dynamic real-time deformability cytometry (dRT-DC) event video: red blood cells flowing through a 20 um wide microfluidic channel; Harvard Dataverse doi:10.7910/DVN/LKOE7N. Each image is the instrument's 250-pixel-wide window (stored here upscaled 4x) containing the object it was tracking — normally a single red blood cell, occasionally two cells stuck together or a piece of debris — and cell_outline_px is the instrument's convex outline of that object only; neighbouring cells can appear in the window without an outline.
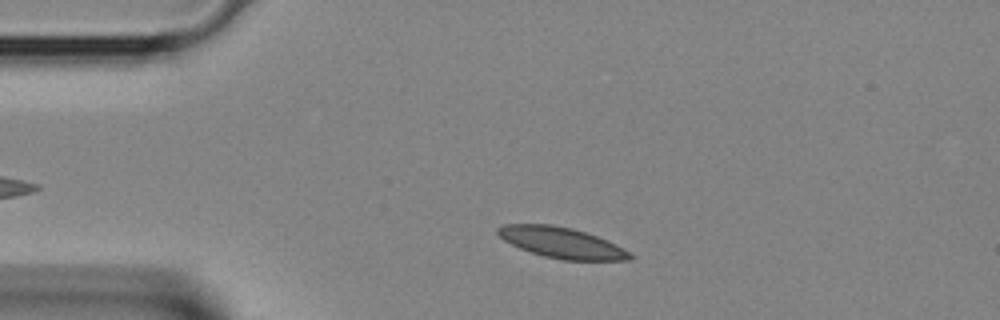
{"species": "Egyptian fruit bat (a non-hibernating species)", "species_latin": "Rousettus aegyptiacus", "temperature_condition": "room temperature", "stored_images_in_passage": 29, "camera_frame_rate_fps": 3000, "um_per_image_px": 0.085, "animal": {"sex": "female"}, "frame": {"image": 1, "passage_image": 2, "time_ms": 0.333, "image_size_px": [1000, 320], "cell_outline_px": [[636, 256], [632, 260], [560, 260], [544, 256], [520, 248], [504, 240], [496, 232], [496, 228], [504, 224], [552, 224], [572, 228], [596, 236]], "centroid_in_image_um": [47.69, 20.63], "position_along_channel_um": 37.3, "area_um2": 23.35}}
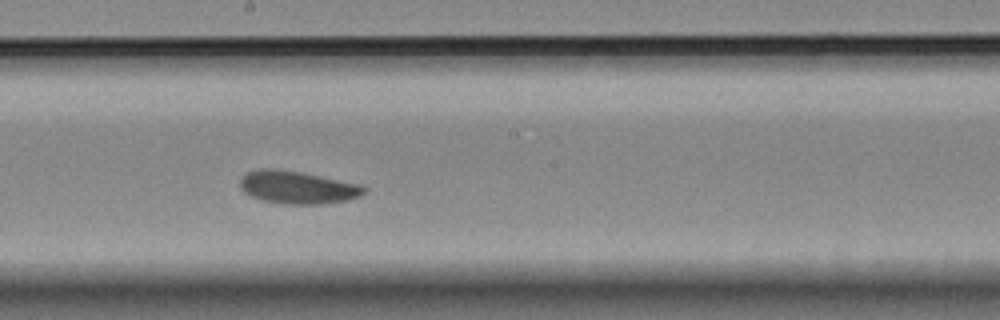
{"frame": {"image": 2, "passage_image": 15, "time_ms": 4.667, "image_size_px": [1000, 320], "cell_outline_px": [[368, 188], [360, 196], [348, 200], [320, 204], [284, 204], [264, 200], [252, 196], [244, 192], [240, 188], [240, 176], [248, 172], [260, 168], [272, 168], [300, 172], [360, 184]], "centroid_in_image_um": [25.28, 15.92], "position_along_channel_um": 222.9, "area_um2": 23.58}}
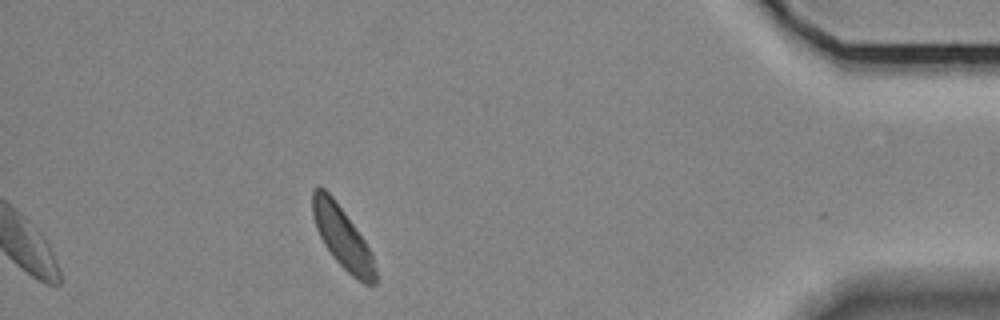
{"frame": {"image": 3, "passage_image": 29, "time_ms": 9.333, "image_size_px": [1000, 320], "cell_outline_px": [[376, 284], [364, 284], [352, 276], [336, 260], [324, 244], [316, 228], [312, 216], [312, 188], [324, 188], [332, 196], [344, 212], [364, 240], [372, 252], [376, 272]], "centroid_in_image_um": [29.1, 20.19], "position_along_channel_um": 406.1, "area_um2": 22.25}}